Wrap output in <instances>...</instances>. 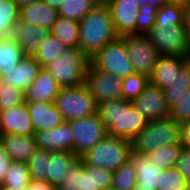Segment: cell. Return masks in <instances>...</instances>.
Here are the masks:
<instances>
[{
    "label": "cell",
    "mask_w": 190,
    "mask_h": 190,
    "mask_svg": "<svg viewBox=\"0 0 190 190\" xmlns=\"http://www.w3.org/2000/svg\"><path fill=\"white\" fill-rule=\"evenodd\" d=\"M31 180L27 162L13 161L1 187L8 190H24Z\"/></svg>",
    "instance_id": "obj_27"
},
{
    "label": "cell",
    "mask_w": 190,
    "mask_h": 190,
    "mask_svg": "<svg viewBox=\"0 0 190 190\" xmlns=\"http://www.w3.org/2000/svg\"><path fill=\"white\" fill-rule=\"evenodd\" d=\"M99 4H106L108 0H96Z\"/></svg>",
    "instance_id": "obj_53"
},
{
    "label": "cell",
    "mask_w": 190,
    "mask_h": 190,
    "mask_svg": "<svg viewBox=\"0 0 190 190\" xmlns=\"http://www.w3.org/2000/svg\"><path fill=\"white\" fill-rule=\"evenodd\" d=\"M135 73L151 75L158 59V52L147 34L134 33L121 36Z\"/></svg>",
    "instance_id": "obj_10"
},
{
    "label": "cell",
    "mask_w": 190,
    "mask_h": 190,
    "mask_svg": "<svg viewBox=\"0 0 190 190\" xmlns=\"http://www.w3.org/2000/svg\"><path fill=\"white\" fill-rule=\"evenodd\" d=\"M131 152V141L107 135L82 159L87 165L115 171L130 160Z\"/></svg>",
    "instance_id": "obj_5"
},
{
    "label": "cell",
    "mask_w": 190,
    "mask_h": 190,
    "mask_svg": "<svg viewBox=\"0 0 190 190\" xmlns=\"http://www.w3.org/2000/svg\"><path fill=\"white\" fill-rule=\"evenodd\" d=\"M51 33L67 47H77L79 42V22L58 16Z\"/></svg>",
    "instance_id": "obj_25"
},
{
    "label": "cell",
    "mask_w": 190,
    "mask_h": 190,
    "mask_svg": "<svg viewBox=\"0 0 190 190\" xmlns=\"http://www.w3.org/2000/svg\"><path fill=\"white\" fill-rule=\"evenodd\" d=\"M9 133L21 136L35 134L26 102L12 108L0 110V134Z\"/></svg>",
    "instance_id": "obj_15"
},
{
    "label": "cell",
    "mask_w": 190,
    "mask_h": 190,
    "mask_svg": "<svg viewBox=\"0 0 190 190\" xmlns=\"http://www.w3.org/2000/svg\"><path fill=\"white\" fill-rule=\"evenodd\" d=\"M189 61L190 56L159 55L149 83L161 89L166 88Z\"/></svg>",
    "instance_id": "obj_16"
},
{
    "label": "cell",
    "mask_w": 190,
    "mask_h": 190,
    "mask_svg": "<svg viewBox=\"0 0 190 190\" xmlns=\"http://www.w3.org/2000/svg\"><path fill=\"white\" fill-rule=\"evenodd\" d=\"M188 89H190V61L180 73H177L170 85L163 89L168 107L170 108L175 104Z\"/></svg>",
    "instance_id": "obj_31"
},
{
    "label": "cell",
    "mask_w": 190,
    "mask_h": 190,
    "mask_svg": "<svg viewBox=\"0 0 190 190\" xmlns=\"http://www.w3.org/2000/svg\"><path fill=\"white\" fill-rule=\"evenodd\" d=\"M185 190H190V184H187Z\"/></svg>",
    "instance_id": "obj_55"
},
{
    "label": "cell",
    "mask_w": 190,
    "mask_h": 190,
    "mask_svg": "<svg viewBox=\"0 0 190 190\" xmlns=\"http://www.w3.org/2000/svg\"><path fill=\"white\" fill-rule=\"evenodd\" d=\"M48 4L51 8L58 10L63 0H42Z\"/></svg>",
    "instance_id": "obj_49"
},
{
    "label": "cell",
    "mask_w": 190,
    "mask_h": 190,
    "mask_svg": "<svg viewBox=\"0 0 190 190\" xmlns=\"http://www.w3.org/2000/svg\"><path fill=\"white\" fill-rule=\"evenodd\" d=\"M82 157H76L62 176L57 190H85V170Z\"/></svg>",
    "instance_id": "obj_26"
},
{
    "label": "cell",
    "mask_w": 190,
    "mask_h": 190,
    "mask_svg": "<svg viewBox=\"0 0 190 190\" xmlns=\"http://www.w3.org/2000/svg\"><path fill=\"white\" fill-rule=\"evenodd\" d=\"M25 102V92L3 82L0 91V110L12 108Z\"/></svg>",
    "instance_id": "obj_40"
},
{
    "label": "cell",
    "mask_w": 190,
    "mask_h": 190,
    "mask_svg": "<svg viewBox=\"0 0 190 190\" xmlns=\"http://www.w3.org/2000/svg\"><path fill=\"white\" fill-rule=\"evenodd\" d=\"M58 17L57 10L42 0L34 1L20 8V20L29 24L52 29Z\"/></svg>",
    "instance_id": "obj_23"
},
{
    "label": "cell",
    "mask_w": 190,
    "mask_h": 190,
    "mask_svg": "<svg viewBox=\"0 0 190 190\" xmlns=\"http://www.w3.org/2000/svg\"><path fill=\"white\" fill-rule=\"evenodd\" d=\"M50 33L51 30L46 27H39L19 19L12 31L11 37L20 45L25 56H34L41 43Z\"/></svg>",
    "instance_id": "obj_17"
},
{
    "label": "cell",
    "mask_w": 190,
    "mask_h": 190,
    "mask_svg": "<svg viewBox=\"0 0 190 190\" xmlns=\"http://www.w3.org/2000/svg\"><path fill=\"white\" fill-rule=\"evenodd\" d=\"M149 84V77L144 74L134 73L122 79L121 98L135 100Z\"/></svg>",
    "instance_id": "obj_37"
},
{
    "label": "cell",
    "mask_w": 190,
    "mask_h": 190,
    "mask_svg": "<svg viewBox=\"0 0 190 190\" xmlns=\"http://www.w3.org/2000/svg\"><path fill=\"white\" fill-rule=\"evenodd\" d=\"M2 87H3V81H2V79L0 78V91H1Z\"/></svg>",
    "instance_id": "obj_54"
},
{
    "label": "cell",
    "mask_w": 190,
    "mask_h": 190,
    "mask_svg": "<svg viewBox=\"0 0 190 190\" xmlns=\"http://www.w3.org/2000/svg\"><path fill=\"white\" fill-rule=\"evenodd\" d=\"M96 113L107 128L108 135L131 141L148 123L131 101L123 98L97 104Z\"/></svg>",
    "instance_id": "obj_1"
},
{
    "label": "cell",
    "mask_w": 190,
    "mask_h": 190,
    "mask_svg": "<svg viewBox=\"0 0 190 190\" xmlns=\"http://www.w3.org/2000/svg\"><path fill=\"white\" fill-rule=\"evenodd\" d=\"M0 145L6 149L13 161L19 162H27L37 149L34 135L0 134Z\"/></svg>",
    "instance_id": "obj_22"
},
{
    "label": "cell",
    "mask_w": 190,
    "mask_h": 190,
    "mask_svg": "<svg viewBox=\"0 0 190 190\" xmlns=\"http://www.w3.org/2000/svg\"><path fill=\"white\" fill-rule=\"evenodd\" d=\"M183 28L186 31L187 41L190 45V0L183 6Z\"/></svg>",
    "instance_id": "obj_45"
},
{
    "label": "cell",
    "mask_w": 190,
    "mask_h": 190,
    "mask_svg": "<svg viewBox=\"0 0 190 190\" xmlns=\"http://www.w3.org/2000/svg\"><path fill=\"white\" fill-rule=\"evenodd\" d=\"M34 136L39 149L50 152L69 151L74 153V137L68 121L53 129L36 131Z\"/></svg>",
    "instance_id": "obj_14"
},
{
    "label": "cell",
    "mask_w": 190,
    "mask_h": 190,
    "mask_svg": "<svg viewBox=\"0 0 190 190\" xmlns=\"http://www.w3.org/2000/svg\"><path fill=\"white\" fill-rule=\"evenodd\" d=\"M61 86L45 69L41 68L33 83L25 91V102L54 103Z\"/></svg>",
    "instance_id": "obj_18"
},
{
    "label": "cell",
    "mask_w": 190,
    "mask_h": 190,
    "mask_svg": "<svg viewBox=\"0 0 190 190\" xmlns=\"http://www.w3.org/2000/svg\"><path fill=\"white\" fill-rule=\"evenodd\" d=\"M168 117L180 125L190 122V89L169 108Z\"/></svg>",
    "instance_id": "obj_39"
},
{
    "label": "cell",
    "mask_w": 190,
    "mask_h": 190,
    "mask_svg": "<svg viewBox=\"0 0 190 190\" xmlns=\"http://www.w3.org/2000/svg\"><path fill=\"white\" fill-rule=\"evenodd\" d=\"M99 3L96 0H63L58 8V16L80 21Z\"/></svg>",
    "instance_id": "obj_33"
},
{
    "label": "cell",
    "mask_w": 190,
    "mask_h": 190,
    "mask_svg": "<svg viewBox=\"0 0 190 190\" xmlns=\"http://www.w3.org/2000/svg\"><path fill=\"white\" fill-rule=\"evenodd\" d=\"M175 167L183 175L186 183L190 184V149L183 147Z\"/></svg>",
    "instance_id": "obj_43"
},
{
    "label": "cell",
    "mask_w": 190,
    "mask_h": 190,
    "mask_svg": "<svg viewBox=\"0 0 190 190\" xmlns=\"http://www.w3.org/2000/svg\"><path fill=\"white\" fill-rule=\"evenodd\" d=\"M54 104L62 113L65 121L93 115L97 110V104L84 84L75 87H61Z\"/></svg>",
    "instance_id": "obj_7"
},
{
    "label": "cell",
    "mask_w": 190,
    "mask_h": 190,
    "mask_svg": "<svg viewBox=\"0 0 190 190\" xmlns=\"http://www.w3.org/2000/svg\"><path fill=\"white\" fill-rule=\"evenodd\" d=\"M25 57L22 48L11 36L0 37V78L14 69Z\"/></svg>",
    "instance_id": "obj_24"
},
{
    "label": "cell",
    "mask_w": 190,
    "mask_h": 190,
    "mask_svg": "<svg viewBox=\"0 0 190 190\" xmlns=\"http://www.w3.org/2000/svg\"><path fill=\"white\" fill-rule=\"evenodd\" d=\"M131 105L148 121L164 119L169 115L164 90L150 83L135 100L131 101Z\"/></svg>",
    "instance_id": "obj_12"
},
{
    "label": "cell",
    "mask_w": 190,
    "mask_h": 190,
    "mask_svg": "<svg viewBox=\"0 0 190 190\" xmlns=\"http://www.w3.org/2000/svg\"><path fill=\"white\" fill-rule=\"evenodd\" d=\"M76 158L73 152H51V161L47 168V181L51 184L58 185L62 176L66 174L68 166Z\"/></svg>",
    "instance_id": "obj_30"
},
{
    "label": "cell",
    "mask_w": 190,
    "mask_h": 190,
    "mask_svg": "<svg viewBox=\"0 0 190 190\" xmlns=\"http://www.w3.org/2000/svg\"><path fill=\"white\" fill-rule=\"evenodd\" d=\"M136 183V172L131 159L113 171L112 189L134 190Z\"/></svg>",
    "instance_id": "obj_36"
},
{
    "label": "cell",
    "mask_w": 190,
    "mask_h": 190,
    "mask_svg": "<svg viewBox=\"0 0 190 190\" xmlns=\"http://www.w3.org/2000/svg\"><path fill=\"white\" fill-rule=\"evenodd\" d=\"M181 143V125L167 117L148 121L145 128L132 140V152L148 154L165 145Z\"/></svg>",
    "instance_id": "obj_4"
},
{
    "label": "cell",
    "mask_w": 190,
    "mask_h": 190,
    "mask_svg": "<svg viewBox=\"0 0 190 190\" xmlns=\"http://www.w3.org/2000/svg\"><path fill=\"white\" fill-rule=\"evenodd\" d=\"M34 131L49 130L65 122L62 113L54 103L26 102Z\"/></svg>",
    "instance_id": "obj_20"
},
{
    "label": "cell",
    "mask_w": 190,
    "mask_h": 190,
    "mask_svg": "<svg viewBox=\"0 0 190 190\" xmlns=\"http://www.w3.org/2000/svg\"><path fill=\"white\" fill-rule=\"evenodd\" d=\"M90 61L79 46L68 47L59 57L52 59L45 68L61 87L82 86Z\"/></svg>",
    "instance_id": "obj_3"
},
{
    "label": "cell",
    "mask_w": 190,
    "mask_h": 190,
    "mask_svg": "<svg viewBox=\"0 0 190 190\" xmlns=\"http://www.w3.org/2000/svg\"><path fill=\"white\" fill-rule=\"evenodd\" d=\"M51 161V152L37 148L28 159L29 174L34 180H47V168Z\"/></svg>",
    "instance_id": "obj_35"
},
{
    "label": "cell",
    "mask_w": 190,
    "mask_h": 190,
    "mask_svg": "<svg viewBox=\"0 0 190 190\" xmlns=\"http://www.w3.org/2000/svg\"><path fill=\"white\" fill-rule=\"evenodd\" d=\"M68 47L62 44L52 33L44 39L34 55L39 64L44 67L52 59L59 57Z\"/></svg>",
    "instance_id": "obj_34"
},
{
    "label": "cell",
    "mask_w": 190,
    "mask_h": 190,
    "mask_svg": "<svg viewBox=\"0 0 190 190\" xmlns=\"http://www.w3.org/2000/svg\"><path fill=\"white\" fill-rule=\"evenodd\" d=\"M24 190H34V179L31 180L29 186L25 188Z\"/></svg>",
    "instance_id": "obj_52"
},
{
    "label": "cell",
    "mask_w": 190,
    "mask_h": 190,
    "mask_svg": "<svg viewBox=\"0 0 190 190\" xmlns=\"http://www.w3.org/2000/svg\"><path fill=\"white\" fill-rule=\"evenodd\" d=\"M84 85L93 96L96 104L121 98L122 79L97 70L90 63L86 71Z\"/></svg>",
    "instance_id": "obj_11"
},
{
    "label": "cell",
    "mask_w": 190,
    "mask_h": 190,
    "mask_svg": "<svg viewBox=\"0 0 190 190\" xmlns=\"http://www.w3.org/2000/svg\"><path fill=\"white\" fill-rule=\"evenodd\" d=\"M146 34L159 55L190 56L183 25L155 23Z\"/></svg>",
    "instance_id": "obj_8"
},
{
    "label": "cell",
    "mask_w": 190,
    "mask_h": 190,
    "mask_svg": "<svg viewBox=\"0 0 190 190\" xmlns=\"http://www.w3.org/2000/svg\"><path fill=\"white\" fill-rule=\"evenodd\" d=\"M181 144L190 149V122L181 125Z\"/></svg>",
    "instance_id": "obj_46"
},
{
    "label": "cell",
    "mask_w": 190,
    "mask_h": 190,
    "mask_svg": "<svg viewBox=\"0 0 190 190\" xmlns=\"http://www.w3.org/2000/svg\"><path fill=\"white\" fill-rule=\"evenodd\" d=\"M14 1L21 8L22 6L30 4V3L37 1V0H14Z\"/></svg>",
    "instance_id": "obj_51"
},
{
    "label": "cell",
    "mask_w": 190,
    "mask_h": 190,
    "mask_svg": "<svg viewBox=\"0 0 190 190\" xmlns=\"http://www.w3.org/2000/svg\"><path fill=\"white\" fill-rule=\"evenodd\" d=\"M41 68L42 66L34 56H25L14 69L6 72V75H3L1 79L4 83L10 86L13 85L25 92L33 83Z\"/></svg>",
    "instance_id": "obj_21"
},
{
    "label": "cell",
    "mask_w": 190,
    "mask_h": 190,
    "mask_svg": "<svg viewBox=\"0 0 190 190\" xmlns=\"http://www.w3.org/2000/svg\"><path fill=\"white\" fill-rule=\"evenodd\" d=\"M183 146L181 143H174L172 145H165L157 150L149 152L151 162L159 169H167L176 166L180 159Z\"/></svg>",
    "instance_id": "obj_28"
},
{
    "label": "cell",
    "mask_w": 190,
    "mask_h": 190,
    "mask_svg": "<svg viewBox=\"0 0 190 190\" xmlns=\"http://www.w3.org/2000/svg\"><path fill=\"white\" fill-rule=\"evenodd\" d=\"M115 32L118 36L136 33L137 15L140 4L138 0H108Z\"/></svg>",
    "instance_id": "obj_13"
},
{
    "label": "cell",
    "mask_w": 190,
    "mask_h": 190,
    "mask_svg": "<svg viewBox=\"0 0 190 190\" xmlns=\"http://www.w3.org/2000/svg\"><path fill=\"white\" fill-rule=\"evenodd\" d=\"M130 159L136 172L134 190H157L162 169L156 168L147 154L131 152Z\"/></svg>",
    "instance_id": "obj_19"
},
{
    "label": "cell",
    "mask_w": 190,
    "mask_h": 190,
    "mask_svg": "<svg viewBox=\"0 0 190 190\" xmlns=\"http://www.w3.org/2000/svg\"><path fill=\"white\" fill-rule=\"evenodd\" d=\"M89 61L95 69L110 73L120 79L135 73L121 36L106 44Z\"/></svg>",
    "instance_id": "obj_6"
},
{
    "label": "cell",
    "mask_w": 190,
    "mask_h": 190,
    "mask_svg": "<svg viewBox=\"0 0 190 190\" xmlns=\"http://www.w3.org/2000/svg\"><path fill=\"white\" fill-rule=\"evenodd\" d=\"M117 37L106 4H98L79 21L78 46L89 59Z\"/></svg>",
    "instance_id": "obj_2"
},
{
    "label": "cell",
    "mask_w": 190,
    "mask_h": 190,
    "mask_svg": "<svg viewBox=\"0 0 190 190\" xmlns=\"http://www.w3.org/2000/svg\"><path fill=\"white\" fill-rule=\"evenodd\" d=\"M155 23L182 25L183 7L174 4H163L157 11Z\"/></svg>",
    "instance_id": "obj_41"
},
{
    "label": "cell",
    "mask_w": 190,
    "mask_h": 190,
    "mask_svg": "<svg viewBox=\"0 0 190 190\" xmlns=\"http://www.w3.org/2000/svg\"><path fill=\"white\" fill-rule=\"evenodd\" d=\"M13 162L6 149L0 145V186L6 178L7 172Z\"/></svg>",
    "instance_id": "obj_44"
},
{
    "label": "cell",
    "mask_w": 190,
    "mask_h": 190,
    "mask_svg": "<svg viewBox=\"0 0 190 190\" xmlns=\"http://www.w3.org/2000/svg\"><path fill=\"white\" fill-rule=\"evenodd\" d=\"M20 19V7L14 0H0V37L11 36Z\"/></svg>",
    "instance_id": "obj_32"
},
{
    "label": "cell",
    "mask_w": 190,
    "mask_h": 190,
    "mask_svg": "<svg viewBox=\"0 0 190 190\" xmlns=\"http://www.w3.org/2000/svg\"><path fill=\"white\" fill-rule=\"evenodd\" d=\"M187 186L183 175L176 167L163 169L157 190H185Z\"/></svg>",
    "instance_id": "obj_38"
},
{
    "label": "cell",
    "mask_w": 190,
    "mask_h": 190,
    "mask_svg": "<svg viewBox=\"0 0 190 190\" xmlns=\"http://www.w3.org/2000/svg\"><path fill=\"white\" fill-rule=\"evenodd\" d=\"M167 4H174V5H180L184 6L187 4L189 0H165Z\"/></svg>",
    "instance_id": "obj_50"
},
{
    "label": "cell",
    "mask_w": 190,
    "mask_h": 190,
    "mask_svg": "<svg viewBox=\"0 0 190 190\" xmlns=\"http://www.w3.org/2000/svg\"><path fill=\"white\" fill-rule=\"evenodd\" d=\"M0 190H8V189H5V188H3V187L0 186Z\"/></svg>",
    "instance_id": "obj_56"
},
{
    "label": "cell",
    "mask_w": 190,
    "mask_h": 190,
    "mask_svg": "<svg viewBox=\"0 0 190 190\" xmlns=\"http://www.w3.org/2000/svg\"><path fill=\"white\" fill-rule=\"evenodd\" d=\"M34 190H57V188L47 180H34Z\"/></svg>",
    "instance_id": "obj_47"
},
{
    "label": "cell",
    "mask_w": 190,
    "mask_h": 190,
    "mask_svg": "<svg viewBox=\"0 0 190 190\" xmlns=\"http://www.w3.org/2000/svg\"><path fill=\"white\" fill-rule=\"evenodd\" d=\"M70 123L74 137V155L82 157L108 135L107 128L97 113Z\"/></svg>",
    "instance_id": "obj_9"
},
{
    "label": "cell",
    "mask_w": 190,
    "mask_h": 190,
    "mask_svg": "<svg viewBox=\"0 0 190 190\" xmlns=\"http://www.w3.org/2000/svg\"><path fill=\"white\" fill-rule=\"evenodd\" d=\"M85 190L112 189L113 171L84 164Z\"/></svg>",
    "instance_id": "obj_29"
},
{
    "label": "cell",
    "mask_w": 190,
    "mask_h": 190,
    "mask_svg": "<svg viewBox=\"0 0 190 190\" xmlns=\"http://www.w3.org/2000/svg\"><path fill=\"white\" fill-rule=\"evenodd\" d=\"M140 6L149 5L152 8H160L166 3L165 0H138Z\"/></svg>",
    "instance_id": "obj_48"
},
{
    "label": "cell",
    "mask_w": 190,
    "mask_h": 190,
    "mask_svg": "<svg viewBox=\"0 0 190 190\" xmlns=\"http://www.w3.org/2000/svg\"><path fill=\"white\" fill-rule=\"evenodd\" d=\"M158 9L149 5L140 6L137 15L136 33L146 34L153 27Z\"/></svg>",
    "instance_id": "obj_42"
}]
</instances>
